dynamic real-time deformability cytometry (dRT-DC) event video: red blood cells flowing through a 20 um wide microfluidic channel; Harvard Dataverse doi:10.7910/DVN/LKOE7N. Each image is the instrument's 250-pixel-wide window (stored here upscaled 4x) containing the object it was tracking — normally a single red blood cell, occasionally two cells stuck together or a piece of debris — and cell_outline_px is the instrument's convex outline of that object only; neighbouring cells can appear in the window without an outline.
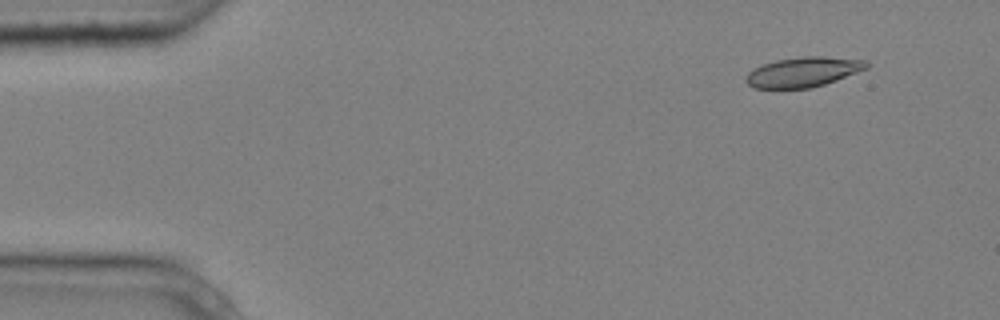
{"species": "common noctule bat (a hibernating species)", "species_latin": "Nyctalus noctula", "temperature_condition": "cold", "stored_images_in_passage": 3, "segment_of_instrument_passage": [2, 2], "camera_frame_rate_fps": 3000, "um_per_image_px": 0.085, "animal": {"sex": "male", "body_mass_g": 20.4}, "frame": {"image": 1, "passage_image": 3, "time_ms": 0.667, "image_size_px": [1000, 320], "cell_outline_px": [[868, 68], [836, 80], [824, 84], [808, 88], [752, 88], [744, 80], [748, 72], [764, 64], [776, 60], [804, 56], [824, 56], [868, 60]], "centroid_in_image_um": [68.28, 6.11], "position_along_channel_um": 16.7, "area_um2": 20.92}}